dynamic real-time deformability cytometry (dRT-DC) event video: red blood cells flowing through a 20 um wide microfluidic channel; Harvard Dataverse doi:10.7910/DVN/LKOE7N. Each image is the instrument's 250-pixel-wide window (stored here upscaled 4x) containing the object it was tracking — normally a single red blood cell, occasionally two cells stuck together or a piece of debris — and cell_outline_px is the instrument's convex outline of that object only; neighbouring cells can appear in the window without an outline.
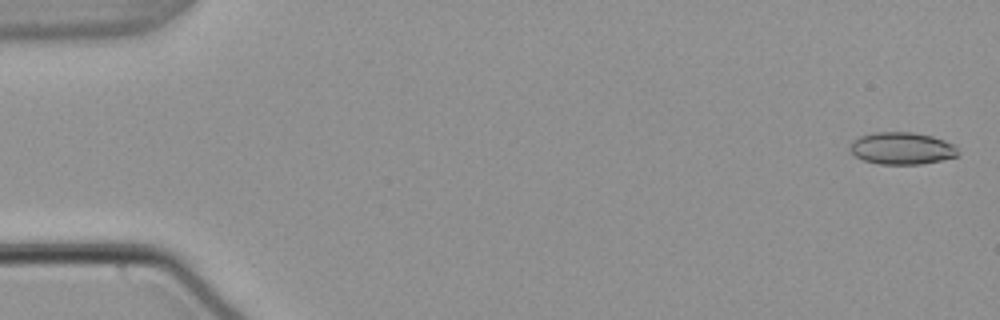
{"species": "common noctule bat (a hibernating species)", "species_latin": "Nyctalus noctula", "temperature_condition": "warm", "stored_images_in_passage": 55, "camera_frame_rate_fps": 3000, "um_per_image_px": 0.085, "animal": {"sex": "male", "body_mass_g": 21.5, "forearm_length_mm": 52.0}, "frame": {"image": 1, "passage_image": 2, "time_ms": 0.333, "image_size_px": [1000, 320], "cell_outline_px": [[960, 152], [956, 156], [940, 160], [920, 164], [880, 164], [864, 160], [856, 156], [852, 152], [852, 140], [860, 136], [872, 132], [912, 132], [932, 136], [944, 140], [952, 144]], "centroid_in_image_um": [76.66, 12.6], "position_along_channel_um": 8.3, "area_um2": 20.0}}
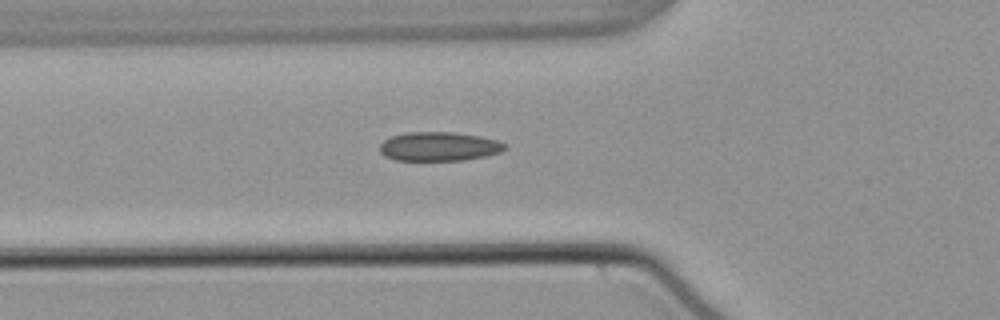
{"frame": {"image": 2, "passage_image": 20, "time_ms": 6.333, "image_size_px": [1000, 320], "cell_outline_px": [[508, 144], [500, 152], [484, 156], [464, 160], [396, 160], [384, 156], [380, 152], [380, 144], [384, 140], [392, 136], [404, 132], [452, 132], [480, 136], [496, 140]], "centroid_in_image_um": [37.29, 12.44], "position_along_channel_um": 88.5, "area_um2": 21.1}}
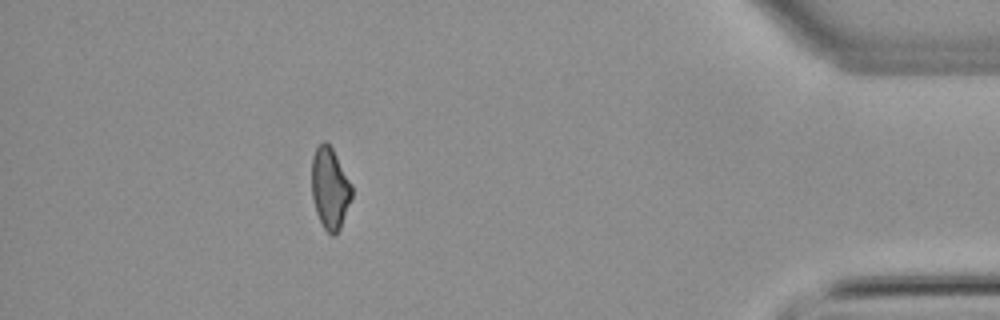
{"frame": {"image": 3, "passage_image": 49, "time_ms": 16.0, "image_size_px": [1000, 320], "cell_outline_px": [[352, 196], [340, 228], [332, 236], [324, 228], [316, 212], [312, 200], [312, 156], [316, 148], [324, 140], [332, 148], [352, 184]], "centroid_in_image_um": [28.04, 15.99], "position_along_channel_um": 407.2, "area_um2": 18.84}, "authors_computed_cell_mechanics": {"area_um2": 20.3456, "velocity_mm_per_s": 3.8239, "shape_relaxation_time_tau1_ms": null, "shape_relaxation_time_tau2_ms": 2.612, "deformation_change_tau1": null, "deformation_change_tau2": 0.0958}}